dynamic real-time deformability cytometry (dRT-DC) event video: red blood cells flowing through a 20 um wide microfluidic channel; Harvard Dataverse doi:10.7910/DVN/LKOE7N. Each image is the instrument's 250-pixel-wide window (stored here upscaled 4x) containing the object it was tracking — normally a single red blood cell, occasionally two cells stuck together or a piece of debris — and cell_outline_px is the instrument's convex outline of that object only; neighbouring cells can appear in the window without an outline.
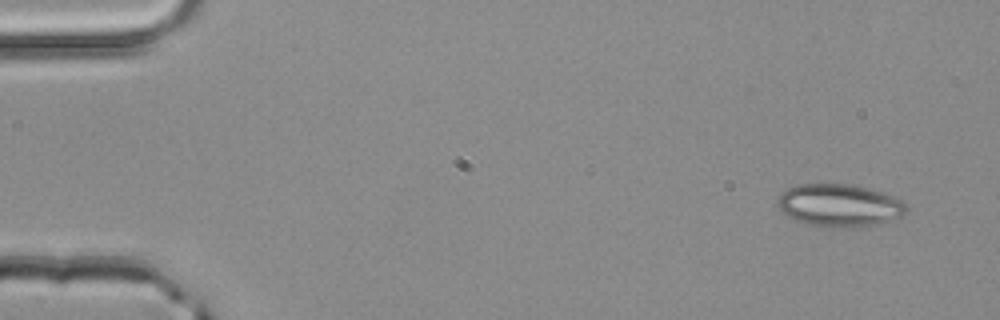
{"species": "common noctule bat (a hibernating species)", "species_latin": "Nyctalus noctula", "temperature_condition": "room temperature", "stored_images_in_passage": 4, "camera_frame_rate_fps": 3000, "um_per_image_px": 0.085, "animal": {"sex": "male", "body_mass_g": 20.4}, "frame": {"image": 1, "passage_image": 1, "time_ms": 0.0, "image_size_px": [1000, 320], "cell_outline_px": [[908, 212], [904, 216], [876, 224], [828, 228], [808, 224], [784, 216], [776, 204], [776, 200], [788, 188], [800, 184], [852, 184], [868, 188], [892, 196], [900, 200], [908, 208]], "centroid_in_image_um": [71.32, 17.46], "position_along_channel_um": 13.7, "area_um2": 31.91}}